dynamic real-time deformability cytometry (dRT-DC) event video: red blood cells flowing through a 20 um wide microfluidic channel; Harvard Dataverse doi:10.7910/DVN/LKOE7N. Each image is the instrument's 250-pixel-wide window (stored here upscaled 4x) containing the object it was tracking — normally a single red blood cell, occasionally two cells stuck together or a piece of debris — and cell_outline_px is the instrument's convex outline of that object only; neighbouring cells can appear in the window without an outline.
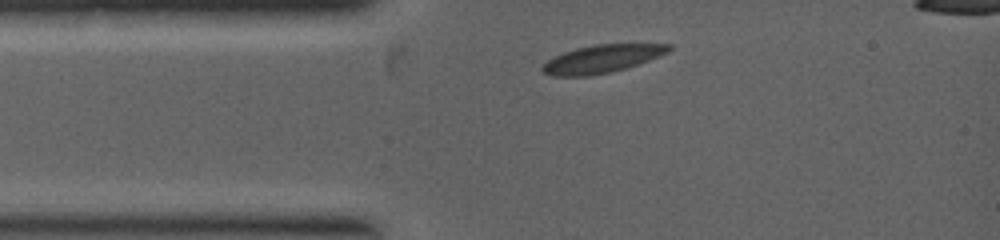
{"species": "common noctule bat (a hibernating species)", "species_latin": "Nyctalus noctula", "temperature_condition": "warm", "stored_images_in_passage": 1, "camera_frame_rate_fps": 5000, "um_per_image_px": 0.085, "animal": {"sex": "female", "body_mass_g": 19.0, "forearm_length_mm": 53.3}, "frame": {"image": 1, "passage_image": 1, "time_ms": 0.0, "image_size_px": [1000, 240], "cell_outline_px": [[672, 48], [668, 52], [648, 60], [624, 68], [608, 72], [588, 76], [552, 76], [544, 72], [540, 68], [548, 60], [564, 52], [576, 48], [596, 44], [672, 44]], "centroid_in_image_um": [51.15, 4.99], "position_along_channel_um": 33.8, "area_um2": 20.17}}